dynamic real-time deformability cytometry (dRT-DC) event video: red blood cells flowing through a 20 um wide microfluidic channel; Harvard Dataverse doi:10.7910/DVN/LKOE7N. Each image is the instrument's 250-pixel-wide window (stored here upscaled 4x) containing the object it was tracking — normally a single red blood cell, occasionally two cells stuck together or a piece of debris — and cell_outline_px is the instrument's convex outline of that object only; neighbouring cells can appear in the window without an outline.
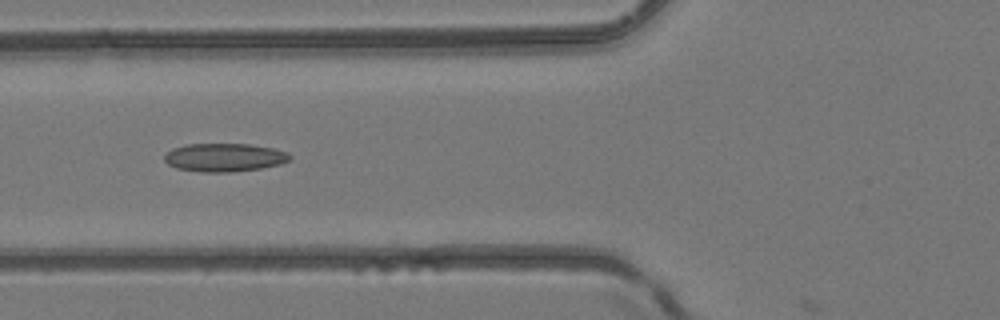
{"species": "common noctule bat (a hibernating species)", "species_latin": "Nyctalus noctula", "temperature_condition": "room temperature", "stored_images_in_passage": 3, "camera_frame_rate_fps": 3000, "um_per_image_px": 0.085, "animal": {"sex": "female", "body_mass_g": 24.6, "forearm_length_mm": 56.2}, "frame": {"image": 1, "passage_image": 3, "time_ms": 2.0, "image_size_px": [1000, 320], "cell_outline_px": [[292, 156], [288, 160], [280, 164], [260, 168], [228, 172], [204, 172], [176, 168], [168, 164], [164, 160], [164, 156], [172, 148], [188, 144], [248, 144], [272, 148], [288, 152]], "centroid_in_image_um": [19.06, 13.38], "position_along_channel_um": 106.7, "area_um2": 20.52}}